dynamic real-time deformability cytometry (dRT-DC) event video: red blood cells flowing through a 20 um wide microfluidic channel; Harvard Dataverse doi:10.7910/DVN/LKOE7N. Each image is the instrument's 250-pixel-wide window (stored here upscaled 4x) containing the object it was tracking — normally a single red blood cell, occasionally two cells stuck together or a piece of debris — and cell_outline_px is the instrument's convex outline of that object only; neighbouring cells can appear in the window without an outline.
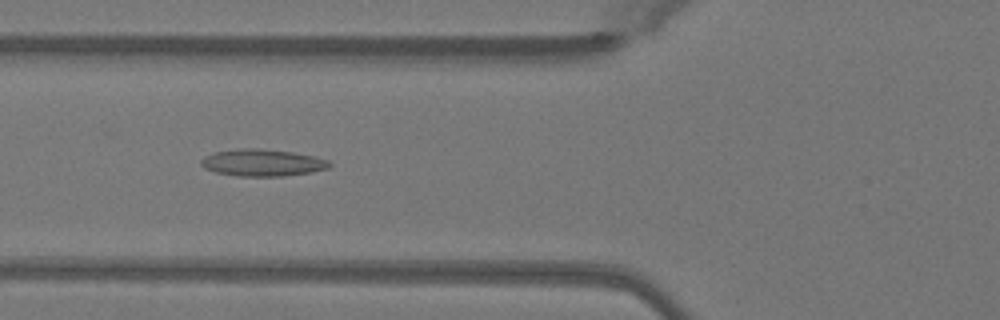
{"species": "Egyptian fruit bat (a non-hibernating species)", "species_latin": "Rousettus aegyptiacus", "temperature_condition": "warm", "stored_images_in_passage": 37, "segment_of_instrument_passage": [1, 2], "camera_frame_rate_fps": 3000, "um_per_image_px": 0.085, "animal": {"sex": "female"}, "frame": {"image": 1, "passage_image": 5, "time_ms": 1.333, "image_size_px": [1000, 320], "cell_outline_px": [[332, 164], [328, 168], [312, 172], [284, 176], [236, 176], [216, 172], [204, 168], [200, 164], [200, 160], [204, 156], [212, 152], [236, 148], [260, 148], [292, 152], [312, 156], [328, 160]], "centroid_in_image_um": [22.26, 13.82], "position_along_channel_um": 103.5, "area_um2": 20.35}}
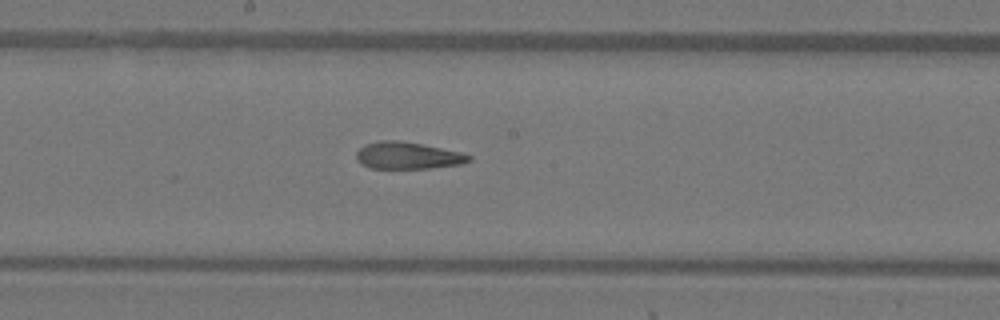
{"frame": {"image": 2, "passage_image": 13, "time_ms": 4.0, "image_size_px": [1000, 320], "cell_outline_px": [[472, 160], [460, 164], [428, 168], [368, 168], [356, 160], [356, 152], [364, 144], [380, 140], [396, 140], [424, 144], [460, 152], [472, 156]], "centroid_in_image_um": [34.63, 13.21], "position_along_channel_um": 213.6, "area_um2": 17.74}}
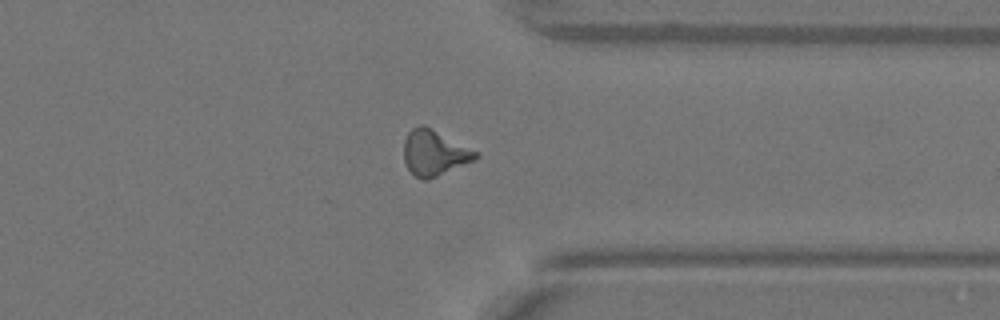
{"frame": {"image": 3, "passage_image": 25, "time_ms": 8.0, "image_size_px": [1000, 320], "cell_outline_px": [[480, 156], [476, 160], [428, 180], [424, 180], [416, 176], [408, 168], [404, 160], [404, 140], [408, 132], [412, 128], [420, 124], [424, 124], [480, 152]], "centroid_in_image_um": [36.95, 12.98], "position_along_channel_um": 374.4, "area_um2": 19.31}}